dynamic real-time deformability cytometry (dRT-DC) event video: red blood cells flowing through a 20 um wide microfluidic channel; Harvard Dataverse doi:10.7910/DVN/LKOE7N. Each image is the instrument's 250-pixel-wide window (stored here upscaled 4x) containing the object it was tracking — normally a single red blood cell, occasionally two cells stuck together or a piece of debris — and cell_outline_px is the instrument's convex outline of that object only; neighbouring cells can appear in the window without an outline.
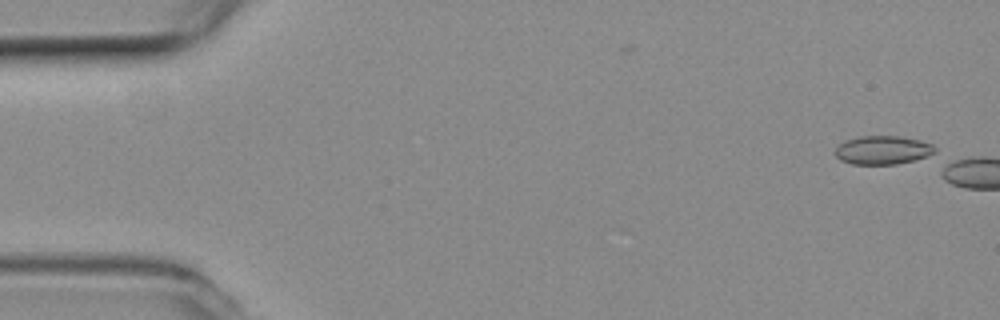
{"species": "common noctule bat (a hibernating species)", "species_latin": "Nyctalus noctula", "temperature_condition": "room temperature", "stored_images_in_passage": 2, "camera_frame_rate_fps": 3000, "um_per_image_px": 0.085, "animal": {"sex": "female", "body_mass_g": 19.3, "forearm_length_mm": 54.1}, "frame": {"image": 1, "passage_image": 1, "time_ms": 0.0, "image_size_px": [1000, 320], "cell_outline_px": [[936, 156], [896, 164], [852, 164], [840, 160], [836, 156], [836, 148], [844, 140], [860, 136], [900, 136], [920, 140], [932, 144], [936, 148]], "centroid_in_image_um": [75.11, 12.76], "position_along_channel_um": 9.9, "area_um2": 16.94}}